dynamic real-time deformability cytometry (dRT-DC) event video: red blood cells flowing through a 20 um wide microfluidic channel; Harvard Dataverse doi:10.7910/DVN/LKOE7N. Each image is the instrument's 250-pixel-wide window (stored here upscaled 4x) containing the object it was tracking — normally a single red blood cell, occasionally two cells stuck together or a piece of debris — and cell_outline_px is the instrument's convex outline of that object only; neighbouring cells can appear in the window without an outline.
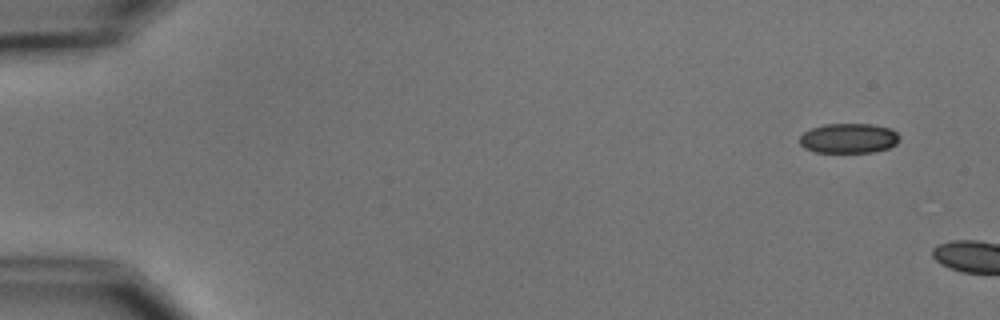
{"species": "common noctule bat (a hibernating species)", "species_latin": "Nyctalus noctula", "temperature_condition": "cold", "stored_images_in_passage": 2, "camera_frame_rate_fps": 3000, "um_per_image_px": 0.085, "animal": {"sex": "male", "body_mass_g": 15.6}, "frame": {"image": 1, "passage_image": 1, "time_ms": 0.0, "image_size_px": [1000, 320], "cell_outline_px": [[900, 140], [896, 144], [888, 148], [872, 152], [816, 152], [804, 148], [800, 144], [800, 136], [804, 132], [812, 128], [824, 124], [872, 124], [892, 128], [900, 136]], "centroid_in_image_um": [72.16, 11.75], "position_along_channel_um": 12.8, "area_um2": 17.46}}